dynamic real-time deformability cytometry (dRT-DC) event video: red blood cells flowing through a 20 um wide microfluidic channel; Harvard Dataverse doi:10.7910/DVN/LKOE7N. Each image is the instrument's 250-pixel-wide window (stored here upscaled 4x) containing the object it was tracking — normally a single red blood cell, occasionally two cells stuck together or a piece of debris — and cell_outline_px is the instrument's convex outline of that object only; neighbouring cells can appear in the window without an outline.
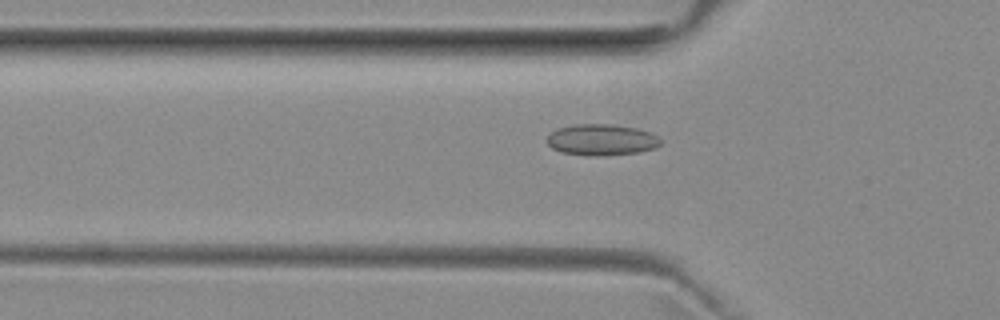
{"species": "common noctule bat (a hibernating species)", "species_latin": "Nyctalus noctula", "temperature_condition": "room temperature", "stored_images_in_passage": 52, "camera_frame_rate_fps": 3000, "um_per_image_px": 0.085, "animal": {"sex": "female", "body_mass_g": 29.2, "forearm_length_mm": 56.3}, "frame": {"image": 1, "passage_image": 17, "time_ms": 5.333, "image_size_px": [1000, 320], "cell_outline_px": [[660, 144], [656, 148], [640, 152], [604, 156], [588, 156], [560, 152], [552, 148], [544, 140], [556, 128], [576, 124], [612, 124], [636, 128], [652, 132], [660, 140]], "centroid_in_image_um": [51.11, 11.89], "position_along_channel_um": 74.7, "area_um2": 20.98}}
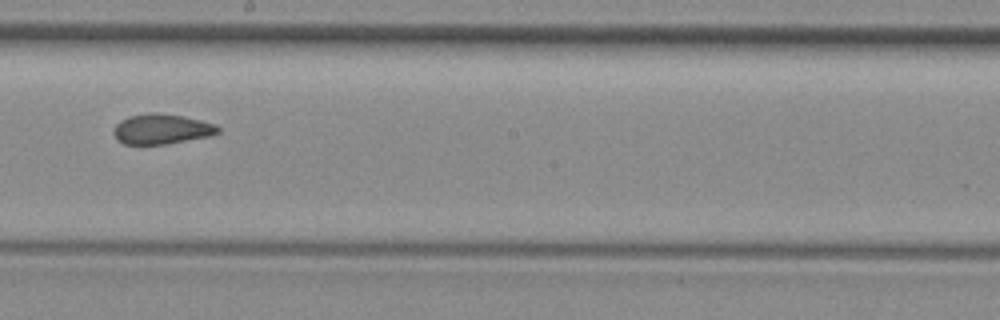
{"frame": {"image": 2, "passage_image": 29, "time_ms": 9.333, "image_size_px": [1000, 320], "cell_outline_px": [[220, 132], [208, 136], [164, 144], [124, 144], [116, 140], [112, 132], [116, 124], [120, 120], [128, 116], [148, 112], [160, 112], [184, 116], [216, 124], [220, 128]], "centroid_in_image_um": [13.7, 10.95], "position_along_channel_um": 234.5, "area_um2": 18.5}}
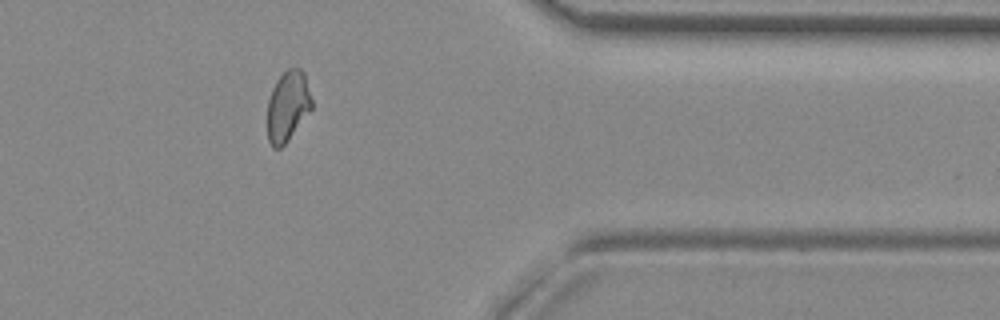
{"frame": {"image": 3, "passage_image": 42, "time_ms": 13.667, "image_size_px": [1000, 320], "cell_outline_px": [[312, 108], [288, 140], [280, 148], [272, 148], [268, 140], [268, 100], [272, 88], [276, 80], [288, 68], [300, 68], [304, 72], [312, 100]], "centroid_in_image_um": [24.45, 9.01], "position_along_channel_um": 386.9, "area_um2": 18.09}, "authors_computed_cell_mechanics": {"area_um2": 18.9295, "velocity_mm_per_s": 3.9853, "shape_relaxation_time_tau1_ms": null, "shape_relaxation_time_tau2_ms": 1.5661, "deformation_change_tau1": null, "deformation_change_tau2": 0.0729}}